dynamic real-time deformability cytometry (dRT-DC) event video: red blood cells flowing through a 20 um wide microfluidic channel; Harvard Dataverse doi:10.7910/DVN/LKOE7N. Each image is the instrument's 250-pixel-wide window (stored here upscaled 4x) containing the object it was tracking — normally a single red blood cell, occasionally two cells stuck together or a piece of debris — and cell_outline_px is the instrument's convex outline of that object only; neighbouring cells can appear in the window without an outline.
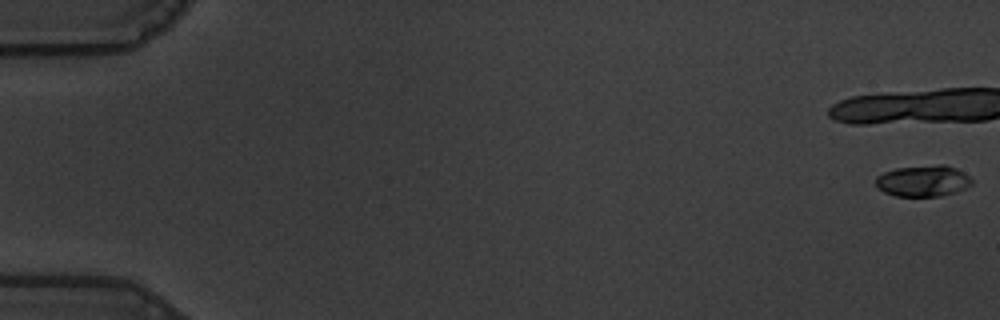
{"species": "common noctule bat (a hibernating species)", "species_latin": "Nyctalus noctula", "temperature_condition": "warm", "stored_images_in_passage": 21, "camera_frame_rate_fps": 3000, "um_per_image_px": 0.085, "animal": {"sex": "male", "body_mass_g": 19.5, "forearm_length_mm": 54.6}, "frame": {"image": 1, "passage_image": 1, "time_ms": 0.0, "image_size_px": [1000, 320], "cell_outline_px": [[972, 184], [956, 192], [940, 196], [896, 196], [884, 192], [876, 188], [876, 176], [884, 172], [896, 168], [940, 164], [944, 164], [956, 168], [964, 172], [972, 180]], "centroid_in_image_um": [78.45, 15.37], "position_along_channel_um": 6.6, "area_um2": 17.57}}